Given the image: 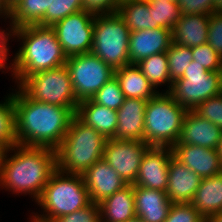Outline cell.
Masks as SVG:
<instances>
[{"label": "cell", "instance_id": "6da1fadb", "mask_svg": "<svg viewBox=\"0 0 222 222\" xmlns=\"http://www.w3.org/2000/svg\"><path fill=\"white\" fill-rule=\"evenodd\" d=\"M12 87L17 144L56 150L69 129L77 107H62L35 101L18 86Z\"/></svg>", "mask_w": 222, "mask_h": 222}, {"label": "cell", "instance_id": "7a4b0ae2", "mask_svg": "<svg viewBox=\"0 0 222 222\" xmlns=\"http://www.w3.org/2000/svg\"><path fill=\"white\" fill-rule=\"evenodd\" d=\"M57 169L56 150L16 144L4 151L0 166V190L29 196L36 202Z\"/></svg>", "mask_w": 222, "mask_h": 222}, {"label": "cell", "instance_id": "3957f363", "mask_svg": "<svg viewBox=\"0 0 222 222\" xmlns=\"http://www.w3.org/2000/svg\"><path fill=\"white\" fill-rule=\"evenodd\" d=\"M14 40L19 42L17 51L13 53L10 79L15 86L27 76L66 64L67 56L52 26L32 24L15 28Z\"/></svg>", "mask_w": 222, "mask_h": 222}, {"label": "cell", "instance_id": "277c9868", "mask_svg": "<svg viewBox=\"0 0 222 222\" xmlns=\"http://www.w3.org/2000/svg\"><path fill=\"white\" fill-rule=\"evenodd\" d=\"M91 203L89 192L80 174L64 173L56 169L45 185L40 198L34 203L39 209L27 220L53 222L58 217L82 209Z\"/></svg>", "mask_w": 222, "mask_h": 222}, {"label": "cell", "instance_id": "5b68a950", "mask_svg": "<svg viewBox=\"0 0 222 222\" xmlns=\"http://www.w3.org/2000/svg\"><path fill=\"white\" fill-rule=\"evenodd\" d=\"M106 140L75 115L61 145L56 149L57 169L82 175L95 162L103 159Z\"/></svg>", "mask_w": 222, "mask_h": 222}, {"label": "cell", "instance_id": "8992f818", "mask_svg": "<svg viewBox=\"0 0 222 222\" xmlns=\"http://www.w3.org/2000/svg\"><path fill=\"white\" fill-rule=\"evenodd\" d=\"M186 112L168 92H159L149 99L145 108L144 142L172 147L179 141Z\"/></svg>", "mask_w": 222, "mask_h": 222}, {"label": "cell", "instance_id": "52a82bcc", "mask_svg": "<svg viewBox=\"0 0 222 222\" xmlns=\"http://www.w3.org/2000/svg\"><path fill=\"white\" fill-rule=\"evenodd\" d=\"M130 30L117 12L95 15L91 52L114 70L130 64Z\"/></svg>", "mask_w": 222, "mask_h": 222}, {"label": "cell", "instance_id": "ba28073f", "mask_svg": "<svg viewBox=\"0 0 222 222\" xmlns=\"http://www.w3.org/2000/svg\"><path fill=\"white\" fill-rule=\"evenodd\" d=\"M18 87L32 100L62 107H78L66 65L27 76Z\"/></svg>", "mask_w": 222, "mask_h": 222}, {"label": "cell", "instance_id": "9c48e42d", "mask_svg": "<svg viewBox=\"0 0 222 222\" xmlns=\"http://www.w3.org/2000/svg\"><path fill=\"white\" fill-rule=\"evenodd\" d=\"M168 93L186 110H195L203 101L222 93L221 71H207L192 60Z\"/></svg>", "mask_w": 222, "mask_h": 222}, {"label": "cell", "instance_id": "30bf717a", "mask_svg": "<svg viewBox=\"0 0 222 222\" xmlns=\"http://www.w3.org/2000/svg\"><path fill=\"white\" fill-rule=\"evenodd\" d=\"M66 67L76 99L92 98L114 77L115 70L92 52L67 57Z\"/></svg>", "mask_w": 222, "mask_h": 222}, {"label": "cell", "instance_id": "8fae6325", "mask_svg": "<svg viewBox=\"0 0 222 222\" xmlns=\"http://www.w3.org/2000/svg\"><path fill=\"white\" fill-rule=\"evenodd\" d=\"M94 17L95 15L82 10L52 25L67 57L91 52Z\"/></svg>", "mask_w": 222, "mask_h": 222}, {"label": "cell", "instance_id": "7c38bea8", "mask_svg": "<svg viewBox=\"0 0 222 222\" xmlns=\"http://www.w3.org/2000/svg\"><path fill=\"white\" fill-rule=\"evenodd\" d=\"M149 147L143 141L107 139L103 159L127 184H134L142 157Z\"/></svg>", "mask_w": 222, "mask_h": 222}, {"label": "cell", "instance_id": "4fadbf2b", "mask_svg": "<svg viewBox=\"0 0 222 222\" xmlns=\"http://www.w3.org/2000/svg\"><path fill=\"white\" fill-rule=\"evenodd\" d=\"M171 147L150 146L142 157L134 186L166 191Z\"/></svg>", "mask_w": 222, "mask_h": 222}, {"label": "cell", "instance_id": "5bb4252c", "mask_svg": "<svg viewBox=\"0 0 222 222\" xmlns=\"http://www.w3.org/2000/svg\"><path fill=\"white\" fill-rule=\"evenodd\" d=\"M173 157L201 178L222 173V162L218 149L190 144H174Z\"/></svg>", "mask_w": 222, "mask_h": 222}, {"label": "cell", "instance_id": "9a60e30c", "mask_svg": "<svg viewBox=\"0 0 222 222\" xmlns=\"http://www.w3.org/2000/svg\"><path fill=\"white\" fill-rule=\"evenodd\" d=\"M82 177L91 202L97 204L128 185L104 159L95 162Z\"/></svg>", "mask_w": 222, "mask_h": 222}, {"label": "cell", "instance_id": "2e32d148", "mask_svg": "<svg viewBox=\"0 0 222 222\" xmlns=\"http://www.w3.org/2000/svg\"><path fill=\"white\" fill-rule=\"evenodd\" d=\"M221 136L222 130L217 125L201 117L194 110H187L179 141L175 144H190L218 149Z\"/></svg>", "mask_w": 222, "mask_h": 222}, {"label": "cell", "instance_id": "e0dca14e", "mask_svg": "<svg viewBox=\"0 0 222 222\" xmlns=\"http://www.w3.org/2000/svg\"><path fill=\"white\" fill-rule=\"evenodd\" d=\"M172 43V31L163 27L130 32L128 56L130 64L166 52Z\"/></svg>", "mask_w": 222, "mask_h": 222}, {"label": "cell", "instance_id": "ac0fdd59", "mask_svg": "<svg viewBox=\"0 0 222 222\" xmlns=\"http://www.w3.org/2000/svg\"><path fill=\"white\" fill-rule=\"evenodd\" d=\"M148 100L125 98L117 110V128L114 139L144 142L145 108Z\"/></svg>", "mask_w": 222, "mask_h": 222}, {"label": "cell", "instance_id": "d6986e66", "mask_svg": "<svg viewBox=\"0 0 222 222\" xmlns=\"http://www.w3.org/2000/svg\"><path fill=\"white\" fill-rule=\"evenodd\" d=\"M202 178L173 156L169 161L166 194L172 203H190Z\"/></svg>", "mask_w": 222, "mask_h": 222}, {"label": "cell", "instance_id": "ffe728a7", "mask_svg": "<svg viewBox=\"0 0 222 222\" xmlns=\"http://www.w3.org/2000/svg\"><path fill=\"white\" fill-rule=\"evenodd\" d=\"M136 217L144 222H164L172 202L165 191L134 186Z\"/></svg>", "mask_w": 222, "mask_h": 222}, {"label": "cell", "instance_id": "44dd1931", "mask_svg": "<svg viewBox=\"0 0 222 222\" xmlns=\"http://www.w3.org/2000/svg\"><path fill=\"white\" fill-rule=\"evenodd\" d=\"M87 126L92 127L106 139L115 136L117 128V111L95 103L91 98L78 103L75 114Z\"/></svg>", "mask_w": 222, "mask_h": 222}, {"label": "cell", "instance_id": "7402d4cb", "mask_svg": "<svg viewBox=\"0 0 222 222\" xmlns=\"http://www.w3.org/2000/svg\"><path fill=\"white\" fill-rule=\"evenodd\" d=\"M209 20V15L182 14L172 30V42L190 48L206 44Z\"/></svg>", "mask_w": 222, "mask_h": 222}, {"label": "cell", "instance_id": "603a6c76", "mask_svg": "<svg viewBox=\"0 0 222 222\" xmlns=\"http://www.w3.org/2000/svg\"><path fill=\"white\" fill-rule=\"evenodd\" d=\"M98 205L100 222H126L135 218L134 185L128 184Z\"/></svg>", "mask_w": 222, "mask_h": 222}, {"label": "cell", "instance_id": "cb8c5ba5", "mask_svg": "<svg viewBox=\"0 0 222 222\" xmlns=\"http://www.w3.org/2000/svg\"><path fill=\"white\" fill-rule=\"evenodd\" d=\"M114 76L118 80L125 98L149 100L159 93L144 76L137 64H128L115 69Z\"/></svg>", "mask_w": 222, "mask_h": 222}, {"label": "cell", "instance_id": "d4e9b609", "mask_svg": "<svg viewBox=\"0 0 222 222\" xmlns=\"http://www.w3.org/2000/svg\"><path fill=\"white\" fill-rule=\"evenodd\" d=\"M190 203L204 218L222 212V173L202 178Z\"/></svg>", "mask_w": 222, "mask_h": 222}, {"label": "cell", "instance_id": "484cf974", "mask_svg": "<svg viewBox=\"0 0 222 222\" xmlns=\"http://www.w3.org/2000/svg\"><path fill=\"white\" fill-rule=\"evenodd\" d=\"M137 66L157 91H170L173 82L170 79L166 52L157 53L144 58L137 63Z\"/></svg>", "mask_w": 222, "mask_h": 222}, {"label": "cell", "instance_id": "4316f807", "mask_svg": "<svg viewBox=\"0 0 222 222\" xmlns=\"http://www.w3.org/2000/svg\"><path fill=\"white\" fill-rule=\"evenodd\" d=\"M116 12L130 32L153 29V18L149 13L148 0L122 3L118 6Z\"/></svg>", "mask_w": 222, "mask_h": 222}, {"label": "cell", "instance_id": "83f0119b", "mask_svg": "<svg viewBox=\"0 0 222 222\" xmlns=\"http://www.w3.org/2000/svg\"><path fill=\"white\" fill-rule=\"evenodd\" d=\"M50 0H20L11 9V27L13 29L37 24L49 8Z\"/></svg>", "mask_w": 222, "mask_h": 222}, {"label": "cell", "instance_id": "f1b7e54d", "mask_svg": "<svg viewBox=\"0 0 222 222\" xmlns=\"http://www.w3.org/2000/svg\"><path fill=\"white\" fill-rule=\"evenodd\" d=\"M0 101V147L9 150L17 144L13 88Z\"/></svg>", "mask_w": 222, "mask_h": 222}, {"label": "cell", "instance_id": "f546056e", "mask_svg": "<svg viewBox=\"0 0 222 222\" xmlns=\"http://www.w3.org/2000/svg\"><path fill=\"white\" fill-rule=\"evenodd\" d=\"M149 13L153 18V29L163 27L173 30L182 13L178 2L167 0H148Z\"/></svg>", "mask_w": 222, "mask_h": 222}, {"label": "cell", "instance_id": "4dcf8cb0", "mask_svg": "<svg viewBox=\"0 0 222 222\" xmlns=\"http://www.w3.org/2000/svg\"><path fill=\"white\" fill-rule=\"evenodd\" d=\"M82 0H50L49 8L44 17L37 23L42 26H52L68 15L82 11Z\"/></svg>", "mask_w": 222, "mask_h": 222}, {"label": "cell", "instance_id": "1f68e13d", "mask_svg": "<svg viewBox=\"0 0 222 222\" xmlns=\"http://www.w3.org/2000/svg\"><path fill=\"white\" fill-rule=\"evenodd\" d=\"M166 53L168 58L170 79L172 82H174L183 76L184 71L192 62L193 56L191 53V48L180 46L179 44L172 42Z\"/></svg>", "mask_w": 222, "mask_h": 222}, {"label": "cell", "instance_id": "d6a6232c", "mask_svg": "<svg viewBox=\"0 0 222 222\" xmlns=\"http://www.w3.org/2000/svg\"><path fill=\"white\" fill-rule=\"evenodd\" d=\"M91 99L95 103L117 111L123 104L125 96L114 76Z\"/></svg>", "mask_w": 222, "mask_h": 222}, {"label": "cell", "instance_id": "836d02e7", "mask_svg": "<svg viewBox=\"0 0 222 222\" xmlns=\"http://www.w3.org/2000/svg\"><path fill=\"white\" fill-rule=\"evenodd\" d=\"M193 60L207 71H221L222 57L208 44L191 48Z\"/></svg>", "mask_w": 222, "mask_h": 222}, {"label": "cell", "instance_id": "e575fe53", "mask_svg": "<svg viewBox=\"0 0 222 222\" xmlns=\"http://www.w3.org/2000/svg\"><path fill=\"white\" fill-rule=\"evenodd\" d=\"M205 218L191 203H172L164 222H204Z\"/></svg>", "mask_w": 222, "mask_h": 222}, {"label": "cell", "instance_id": "d590c367", "mask_svg": "<svg viewBox=\"0 0 222 222\" xmlns=\"http://www.w3.org/2000/svg\"><path fill=\"white\" fill-rule=\"evenodd\" d=\"M3 27L4 29H0V71L1 74L9 73V76L11 77L13 68V54L11 55L10 53L12 51H10L11 46L9 42L14 41V29L9 25Z\"/></svg>", "mask_w": 222, "mask_h": 222}, {"label": "cell", "instance_id": "8d00e7d4", "mask_svg": "<svg viewBox=\"0 0 222 222\" xmlns=\"http://www.w3.org/2000/svg\"><path fill=\"white\" fill-rule=\"evenodd\" d=\"M194 111L222 130V93L203 101Z\"/></svg>", "mask_w": 222, "mask_h": 222}, {"label": "cell", "instance_id": "74e56055", "mask_svg": "<svg viewBox=\"0 0 222 222\" xmlns=\"http://www.w3.org/2000/svg\"><path fill=\"white\" fill-rule=\"evenodd\" d=\"M53 222H100V208L97 203L91 202L88 206L58 217Z\"/></svg>", "mask_w": 222, "mask_h": 222}, {"label": "cell", "instance_id": "f35d334b", "mask_svg": "<svg viewBox=\"0 0 222 222\" xmlns=\"http://www.w3.org/2000/svg\"><path fill=\"white\" fill-rule=\"evenodd\" d=\"M207 43L222 57V13L210 15Z\"/></svg>", "mask_w": 222, "mask_h": 222}, {"label": "cell", "instance_id": "ab89813d", "mask_svg": "<svg viewBox=\"0 0 222 222\" xmlns=\"http://www.w3.org/2000/svg\"><path fill=\"white\" fill-rule=\"evenodd\" d=\"M214 0H178L182 14H203L211 15Z\"/></svg>", "mask_w": 222, "mask_h": 222}, {"label": "cell", "instance_id": "60d3db41", "mask_svg": "<svg viewBox=\"0 0 222 222\" xmlns=\"http://www.w3.org/2000/svg\"><path fill=\"white\" fill-rule=\"evenodd\" d=\"M118 6L117 0H82L83 10L93 15L113 14Z\"/></svg>", "mask_w": 222, "mask_h": 222}, {"label": "cell", "instance_id": "b9f144b4", "mask_svg": "<svg viewBox=\"0 0 222 222\" xmlns=\"http://www.w3.org/2000/svg\"><path fill=\"white\" fill-rule=\"evenodd\" d=\"M3 21H4V26L5 25L11 26V9L7 5L6 0H0V22H1V25H2Z\"/></svg>", "mask_w": 222, "mask_h": 222}, {"label": "cell", "instance_id": "7bdbcfd3", "mask_svg": "<svg viewBox=\"0 0 222 222\" xmlns=\"http://www.w3.org/2000/svg\"><path fill=\"white\" fill-rule=\"evenodd\" d=\"M205 221L206 222H222V212L206 217Z\"/></svg>", "mask_w": 222, "mask_h": 222}, {"label": "cell", "instance_id": "ee69618b", "mask_svg": "<svg viewBox=\"0 0 222 222\" xmlns=\"http://www.w3.org/2000/svg\"><path fill=\"white\" fill-rule=\"evenodd\" d=\"M213 11L215 13H222V0L213 1Z\"/></svg>", "mask_w": 222, "mask_h": 222}, {"label": "cell", "instance_id": "f6af8a7d", "mask_svg": "<svg viewBox=\"0 0 222 222\" xmlns=\"http://www.w3.org/2000/svg\"><path fill=\"white\" fill-rule=\"evenodd\" d=\"M20 0H6L7 5L12 9Z\"/></svg>", "mask_w": 222, "mask_h": 222}, {"label": "cell", "instance_id": "bcb514c9", "mask_svg": "<svg viewBox=\"0 0 222 222\" xmlns=\"http://www.w3.org/2000/svg\"><path fill=\"white\" fill-rule=\"evenodd\" d=\"M126 222H144V221L141 220V219L138 218V217H135V218H133V219L127 220Z\"/></svg>", "mask_w": 222, "mask_h": 222}, {"label": "cell", "instance_id": "7dc6e473", "mask_svg": "<svg viewBox=\"0 0 222 222\" xmlns=\"http://www.w3.org/2000/svg\"><path fill=\"white\" fill-rule=\"evenodd\" d=\"M218 150H219V154H220L221 162H222V136H221V142H220V146H219Z\"/></svg>", "mask_w": 222, "mask_h": 222}, {"label": "cell", "instance_id": "c3c4849f", "mask_svg": "<svg viewBox=\"0 0 222 222\" xmlns=\"http://www.w3.org/2000/svg\"><path fill=\"white\" fill-rule=\"evenodd\" d=\"M130 1H140V0H117L118 5H120L122 3L130 2Z\"/></svg>", "mask_w": 222, "mask_h": 222}, {"label": "cell", "instance_id": "681fc988", "mask_svg": "<svg viewBox=\"0 0 222 222\" xmlns=\"http://www.w3.org/2000/svg\"><path fill=\"white\" fill-rule=\"evenodd\" d=\"M4 151L5 150L0 147V166H1V162H2V157H3Z\"/></svg>", "mask_w": 222, "mask_h": 222}, {"label": "cell", "instance_id": "f907efd6", "mask_svg": "<svg viewBox=\"0 0 222 222\" xmlns=\"http://www.w3.org/2000/svg\"><path fill=\"white\" fill-rule=\"evenodd\" d=\"M27 222H44V221H40V220H28Z\"/></svg>", "mask_w": 222, "mask_h": 222}, {"label": "cell", "instance_id": "816d5d0a", "mask_svg": "<svg viewBox=\"0 0 222 222\" xmlns=\"http://www.w3.org/2000/svg\"><path fill=\"white\" fill-rule=\"evenodd\" d=\"M167 1H171V2H178V0H167Z\"/></svg>", "mask_w": 222, "mask_h": 222}]
</instances>
